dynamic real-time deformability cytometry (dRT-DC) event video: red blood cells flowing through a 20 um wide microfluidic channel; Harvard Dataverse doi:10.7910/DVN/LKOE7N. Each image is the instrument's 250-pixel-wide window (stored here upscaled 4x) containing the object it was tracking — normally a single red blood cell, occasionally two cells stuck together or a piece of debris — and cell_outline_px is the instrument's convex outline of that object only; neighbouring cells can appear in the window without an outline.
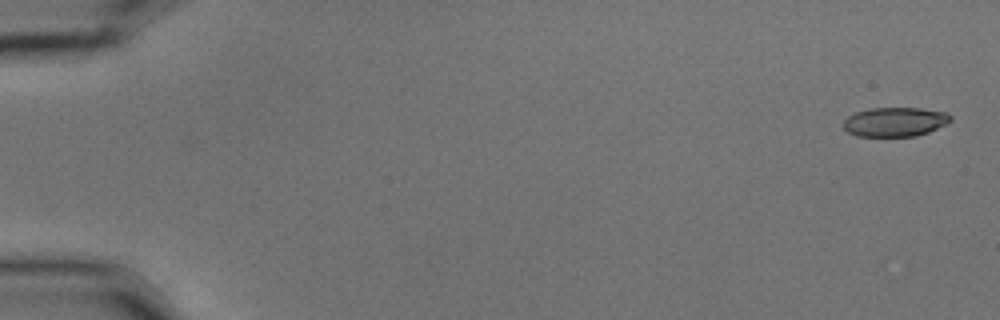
{"species": "common noctule bat (a hibernating species)", "species_latin": "Nyctalus noctula", "temperature_condition": "cold", "stored_images_in_passage": 4, "camera_frame_rate_fps": 3000, "um_per_image_px": 0.085, "animal": {"sex": "male", "body_mass_g": 15.6}, "frame": {"image": 1, "passage_image": 1, "time_ms": 0.0, "image_size_px": [1000, 320], "cell_outline_px": [[952, 120], [948, 124], [928, 132], [916, 136], [856, 136], [848, 132], [844, 128], [844, 120], [848, 116], [856, 112], [868, 108], [920, 108], [948, 112], [952, 116]], "centroid_in_image_um": [76.11, 10.35], "position_along_channel_um": 8.9, "area_um2": 18.44}}